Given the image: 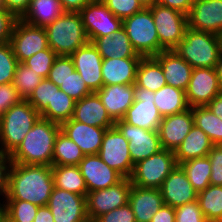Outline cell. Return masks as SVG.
Listing matches in <instances>:
<instances>
[{
  "label": "cell",
  "instance_id": "7c38bea8",
  "mask_svg": "<svg viewBox=\"0 0 222 222\" xmlns=\"http://www.w3.org/2000/svg\"><path fill=\"white\" fill-rule=\"evenodd\" d=\"M9 42L19 63L49 48L45 28L30 25L21 19L15 22Z\"/></svg>",
  "mask_w": 222,
  "mask_h": 222
},
{
  "label": "cell",
  "instance_id": "681fc988",
  "mask_svg": "<svg viewBox=\"0 0 222 222\" xmlns=\"http://www.w3.org/2000/svg\"><path fill=\"white\" fill-rule=\"evenodd\" d=\"M22 100L12 83L0 84V116Z\"/></svg>",
  "mask_w": 222,
  "mask_h": 222
},
{
  "label": "cell",
  "instance_id": "c3c4849f",
  "mask_svg": "<svg viewBox=\"0 0 222 222\" xmlns=\"http://www.w3.org/2000/svg\"><path fill=\"white\" fill-rule=\"evenodd\" d=\"M207 157L211 163L210 185L222 186V145H213Z\"/></svg>",
  "mask_w": 222,
  "mask_h": 222
},
{
  "label": "cell",
  "instance_id": "d6a6232c",
  "mask_svg": "<svg viewBox=\"0 0 222 222\" xmlns=\"http://www.w3.org/2000/svg\"><path fill=\"white\" fill-rule=\"evenodd\" d=\"M166 84L161 65L153 57H143L137 68L135 85L156 92Z\"/></svg>",
  "mask_w": 222,
  "mask_h": 222
},
{
  "label": "cell",
  "instance_id": "680465c9",
  "mask_svg": "<svg viewBox=\"0 0 222 222\" xmlns=\"http://www.w3.org/2000/svg\"><path fill=\"white\" fill-rule=\"evenodd\" d=\"M33 222H54L53 215L47 205L39 207Z\"/></svg>",
  "mask_w": 222,
  "mask_h": 222
},
{
  "label": "cell",
  "instance_id": "5bb4252c",
  "mask_svg": "<svg viewBox=\"0 0 222 222\" xmlns=\"http://www.w3.org/2000/svg\"><path fill=\"white\" fill-rule=\"evenodd\" d=\"M115 126L128 140L130 157L134 165L163 149L157 130L133 126L122 119L115 121Z\"/></svg>",
  "mask_w": 222,
  "mask_h": 222
},
{
  "label": "cell",
  "instance_id": "f546056e",
  "mask_svg": "<svg viewBox=\"0 0 222 222\" xmlns=\"http://www.w3.org/2000/svg\"><path fill=\"white\" fill-rule=\"evenodd\" d=\"M64 12L59 0H32L21 20L45 28Z\"/></svg>",
  "mask_w": 222,
  "mask_h": 222
},
{
  "label": "cell",
  "instance_id": "277c9868",
  "mask_svg": "<svg viewBox=\"0 0 222 222\" xmlns=\"http://www.w3.org/2000/svg\"><path fill=\"white\" fill-rule=\"evenodd\" d=\"M222 48L221 36L187 28L174 49L193 69L214 68Z\"/></svg>",
  "mask_w": 222,
  "mask_h": 222
},
{
  "label": "cell",
  "instance_id": "816d5d0a",
  "mask_svg": "<svg viewBox=\"0 0 222 222\" xmlns=\"http://www.w3.org/2000/svg\"><path fill=\"white\" fill-rule=\"evenodd\" d=\"M17 18L0 5V44L10 41Z\"/></svg>",
  "mask_w": 222,
  "mask_h": 222
},
{
  "label": "cell",
  "instance_id": "60d3db41",
  "mask_svg": "<svg viewBox=\"0 0 222 222\" xmlns=\"http://www.w3.org/2000/svg\"><path fill=\"white\" fill-rule=\"evenodd\" d=\"M54 97V83L43 78L39 85L34 89L32 94L26 99L41 115L52 102Z\"/></svg>",
  "mask_w": 222,
  "mask_h": 222
},
{
  "label": "cell",
  "instance_id": "836d02e7",
  "mask_svg": "<svg viewBox=\"0 0 222 222\" xmlns=\"http://www.w3.org/2000/svg\"><path fill=\"white\" fill-rule=\"evenodd\" d=\"M75 102L54 84V97L52 102L48 103V107L41 114V117L61 125L72 118Z\"/></svg>",
  "mask_w": 222,
  "mask_h": 222
},
{
  "label": "cell",
  "instance_id": "b9f144b4",
  "mask_svg": "<svg viewBox=\"0 0 222 222\" xmlns=\"http://www.w3.org/2000/svg\"><path fill=\"white\" fill-rule=\"evenodd\" d=\"M18 63L10 42L0 44V84L13 82Z\"/></svg>",
  "mask_w": 222,
  "mask_h": 222
},
{
  "label": "cell",
  "instance_id": "be15d7a7",
  "mask_svg": "<svg viewBox=\"0 0 222 222\" xmlns=\"http://www.w3.org/2000/svg\"><path fill=\"white\" fill-rule=\"evenodd\" d=\"M138 2L142 5L143 8H150L156 3V0H138Z\"/></svg>",
  "mask_w": 222,
  "mask_h": 222
},
{
  "label": "cell",
  "instance_id": "7a4b0ae2",
  "mask_svg": "<svg viewBox=\"0 0 222 222\" xmlns=\"http://www.w3.org/2000/svg\"><path fill=\"white\" fill-rule=\"evenodd\" d=\"M60 130V124L40 117L23 141L8 156V161L52 166L55 140Z\"/></svg>",
  "mask_w": 222,
  "mask_h": 222
},
{
  "label": "cell",
  "instance_id": "4fadbf2b",
  "mask_svg": "<svg viewBox=\"0 0 222 222\" xmlns=\"http://www.w3.org/2000/svg\"><path fill=\"white\" fill-rule=\"evenodd\" d=\"M47 206L54 222H89L86 196L54 187Z\"/></svg>",
  "mask_w": 222,
  "mask_h": 222
},
{
  "label": "cell",
  "instance_id": "3957f363",
  "mask_svg": "<svg viewBox=\"0 0 222 222\" xmlns=\"http://www.w3.org/2000/svg\"><path fill=\"white\" fill-rule=\"evenodd\" d=\"M40 117L36 109L24 99L2 114L0 116V153L8 157Z\"/></svg>",
  "mask_w": 222,
  "mask_h": 222
},
{
  "label": "cell",
  "instance_id": "9c48e42d",
  "mask_svg": "<svg viewBox=\"0 0 222 222\" xmlns=\"http://www.w3.org/2000/svg\"><path fill=\"white\" fill-rule=\"evenodd\" d=\"M98 155L104 163L116 170L123 178L131 177L134 164L130 157L128 140L116 126L106 130Z\"/></svg>",
  "mask_w": 222,
  "mask_h": 222
},
{
  "label": "cell",
  "instance_id": "f35d334b",
  "mask_svg": "<svg viewBox=\"0 0 222 222\" xmlns=\"http://www.w3.org/2000/svg\"><path fill=\"white\" fill-rule=\"evenodd\" d=\"M42 80L43 77L40 74L25 64L18 63L12 84L20 96L26 100Z\"/></svg>",
  "mask_w": 222,
  "mask_h": 222
},
{
  "label": "cell",
  "instance_id": "94428289",
  "mask_svg": "<svg viewBox=\"0 0 222 222\" xmlns=\"http://www.w3.org/2000/svg\"><path fill=\"white\" fill-rule=\"evenodd\" d=\"M215 71H216V75L218 77V82L220 84V86L222 87V48L219 54V58L218 61L214 67Z\"/></svg>",
  "mask_w": 222,
  "mask_h": 222
},
{
  "label": "cell",
  "instance_id": "e575fe53",
  "mask_svg": "<svg viewBox=\"0 0 222 222\" xmlns=\"http://www.w3.org/2000/svg\"><path fill=\"white\" fill-rule=\"evenodd\" d=\"M179 166L197 193L210 185L211 163L207 156L190 159Z\"/></svg>",
  "mask_w": 222,
  "mask_h": 222
},
{
  "label": "cell",
  "instance_id": "2e32d148",
  "mask_svg": "<svg viewBox=\"0 0 222 222\" xmlns=\"http://www.w3.org/2000/svg\"><path fill=\"white\" fill-rule=\"evenodd\" d=\"M222 92L214 68H194L190 82L185 90L189 107L206 106L213 98Z\"/></svg>",
  "mask_w": 222,
  "mask_h": 222
},
{
  "label": "cell",
  "instance_id": "f1b7e54d",
  "mask_svg": "<svg viewBox=\"0 0 222 222\" xmlns=\"http://www.w3.org/2000/svg\"><path fill=\"white\" fill-rule=\"evenodd\" d=\"M212 147L213 144L207 134L194 125L174 152L177 165L190 159L207 156Z\"/></svg>",
  "mask_w": 222,
  "mask_h": 222
},
{
  "label": "cell",
  "instance_id": "db71d44e",
  "mask_svg": "<svg viewBox=\"0 0 222 222\" xmlns=\"http://www.w3.org/2000/svg\"><path fill=\"white\" fill-rule=\"evenodd\" d=\"M194 0H156V3L187 15Z\"/></svg>",
  "mask_w": 222,
  "mask_h": 222
},
{
  "label": "cell",
  "instance_id": "5b68a950",
  "mask_svg": "<svg viewBox=\"0 0 222 222\" xmlns=\"http://www.w3.org/2000/svg\"><path fill=\"white\" fill-rule=\"evenodd\" d=\"M45 30L49 47L57 55L70 56L89 42L79 12H64Z\"/></svg>",
  "mask_w": 222,
  "mask_h": 222
},
{
  "label": "cell",
  "instance_id": "f907efd6",
  "mask_svg": "<svg viewBox=\"0 0 222 222\" xmlns=\"http://www.w3.org/2000/svg\"><path fill=\"white\" fill-rule=\"evenodd\" d=\"M94 222H136L129 203L99 216Z\"/></svg>",
  "mask_w": 222,
  "mask_h": 222
},
{
  "label": "cell",
  "instance_id": "484cf974",
  "mask_svg": "<svg viewBox=\"0 0 222 222\" xmlns=\"http://www.w3.org/2000/svg\"><path fill=\"white\" fill-rule=\"evenodd\" d=\"M153 58L161 65L167 85L187 89L193 68L175 50H163Z\"/></svg>",
  "mask_w": 222,
  "mask_h": 222
},
{
  "label": "cell",
  "instance_id": "8d00e7d4",
  "mask_svg": "<svg viewBox=\"0 0 222 222\" xmlns=\"http://www.w3.org/2000/svg\"><path fill=\"white\" fill-rule=\"evenodd\" d=\"M197 201L208 222H222V186L209 185L197 194Z\"/></svg>",
  "mask_w": 222,
  "mask_h": 222
},
{
  "label": "cell",
  "instance_id": "f6af8a7d",
  "mask_svg": "<svg viewBox=\"0 0 222 222\" xmlns=\"http://www.w3.org/2000/svg\"><path fill=\"white\" fill-rule=\"evenodd\" d=\"M73 71H75V67L71 57L58 55L51 66L47 79L59 87Z\"/></svg>",
  "mask_w": 222,
  "mask_h": 222
},
{
  "label": "cell",
  "instance_id": "ba28073f",
  "mask_svg": "<svg viewBox=\"0 0 222 222\" xmlns=\"http://www.w3.org/2000/svg\"><path fill=\"white\" fill-rule=\"evenodd\" d=\"M150 10L160 46L164 50H174L188 28L187 15L158 3L152 5Z\"/></svg>",
  "mask_w": 222,
  "mask_h": 222
},
{
  "label": "cell",
  "instance_id": "6125c7cd",
  "mask_svg": "<svg viewBox=\"0 0 222 222\" xmlns=\"http://www.w3.org/2000/svg\"><path fill=\"white\" fill-rule=\"evenodd\" d=\"M6 192H0V217L4 215Z\"/></svg>",
  "mask_w": 222,
  "mask_h": 222
},
{
  "label": "cell",
  "instance_id": "7dc6e473",
  "mask_svg": "<svg viewBox=\"0 0 222 222\" xmlns=\"http://www.w3.org/2000/svg\"><path fill=\"white\" fill-rule=\"evenodd\" d=\"M175 209V222H208L198 201L186 203Z\"/></svg>",
  "mask_w": 222,
  "mask_h": 222
},
{
  "label": "cell",
  "instance_id": "4dcf8cb0",
  "mask_svg": "<svg viewBox=\"0 0 222 222\" xmlns=\"http://www.w3.org/2000/svg\"><path fill=\"white\" fill-rule=\"evenodd\" d=\"M54 187L79 195H87L85 180L78 165H52Z\"/></svg>",
  "mask_w": 222,
  "mask_h": 222
},
{
  "label": "cell",
  "instance_id": "d4e9b609",
  "mask_svg": "<svg viewBox=\"0 0 222 222\" xmlns=\"http://www.w3.org/2000/svg\"><path fill=\"white\" fill-rule=\"evenodd\" d=\"M128 203L136 222H150L164 204L160 189L142 188L132 184Z\"/></svg>",
  "mask_w": 222,
  "mask_h": 222
},
{
  "label": "cell",
  "instance_id": "d590c367",
  "mask_svg": "<svg viewBox=\"0 0 222 222\" xmlns=\"http://www.w3.org/2000/svg\"><path fill=\"white\" fill-rule=\"evenodd\" d=\"M194 125L202 129L213 145H222V120L207 106L192 107Z\"/></svg>",
  "mask_w": 222,
  "mask_h": 222
},
{
  "label": "cell",
  "instance_id": "ffe728a7",
  "mask_svg": "<svg viewBox=\"0 0 222 222\" xmlns=\"http://www.w3.org/2000/svg\"><path fill=\"white\" fill-rule=\"evenodd\" d=\"M193 126L191 107L183 112L164 116L157 130L162 148L175 152Z\"/></svg>",
  "mask_w": 222,
  "mask_h": 222
},
{
  "label": "cell",
  "instance_id": "6da1fadb",
  "mask_svg": "<svg viewBox=\"0 0 222 222\" xmlns=\"http://www.w3.org/2000/svg\"><path fill=\"white\" fill-rule=\"evenodd\" d=\"M53 188L52 166L8 163L5 200H22L45 206Z\"/></svg>",
  "mask_w": 222,
  "mask_h": 222
},
{
  "label": "cell",
  "instance_id": "83f0119b",
  "mask_svg": "<svg viewBox=\"0 0 222 222\" xmlns=\"http://www.w3.org/2000/svg\"><path fill=\"white\" fill-rule=\"evenodd\" d=\"M92 44L103 59L108 58H143L133 49L129 37L122 27L111 36L94 38Z\"/></svg>",
  "mask_w": 222,
  "mask_h": 222
},
{
  "label": "cell",
  "instance_id": "9a60e30c",
  "mask_svg": "<svg viewBox=\"0 0 222 222\" xmlns=\"http://www.w3.org/2000/svg\"><path fill=\"white\" fill-rule=\"evenodd\" d=\"M162 118L154 104V92L135 85V101L122 120L146 130H158Z\"/></svg>",
  "mask_w": 222,
  "mask_h": 222
},
{
  "label": "cell",
  "instance_id": "f5cc1de1",
  "mask_svg": "<svg viewBox=\"0 0 222 222\" xmlns=\"http://www.w3.org/2000/svg\"><path fill=\"white\" fill-rule=\"evenodd\" d=\"M32 0H2L1 6L12 13L17 19H21L27 12Z\"/></svg>",
  "mask_w": 222,
  "mask_h": 222
},
{
  "label": "cell",
  "instance_id": "e0dca14e",
  "mask_svg": "<svg viewBox=\"0 0 222 222\" xmlns=\"http://www.w3.org/2000/svg\"><path fill=\"white\" fill-rule=\"evenodd\" d=\"M70 57L75 70L83 78L88 88L92 92L100 90L103 86L101 68L103 58L92 42L79 47Z\"/></svg>",
  "mask_w": 222,
  "mask_h": 222
},
{
  "label": "cell",
  "instance_id": "6f0895ef",
  "mask_svg": "<svg viewBox=\"0 0 222 222\" xmlns=\"http://www.w3.org/2000/svg\"><path fill=\"white\" fill-rule=\"evenodd\" d=\"M8 163V157L0 153V192H6V170Z\"/></svg>",
  "mask_w": 222,
  "mask_h": 222
},
{
  "label": "cell",
  "instance_id": "ee69618b",
  "mask_svg": "<svg viewBox=\"0 0 222 222\" xmlns=\"http://www.w3.org/2000/svg\"><path fill=\"white\" fill-rule=\"evenodd\" d=\"M59 89L69 95L75 101H79L85 96L92 94L93 92L80 77V74L75 70L73 71L59 86Z\"/></svg>",
  "mask_w": 222,
  "mask_h": 222
},
{
  "label": "cell",
  "instance_id": "74e56055",
  "mask_svg": "<svg viewBox=\"0 0 222 222\" xmlns=\"http://www.w3.org/2000/svg\"><path fill=\"white\" fill-rule=\"evenodd\" d=\"M84 156L79 146L60 130L55 140L52 165H78Z\"/></svg>",
  "mask_w": 222,
  "mask_h": 222
},
{
  "label": "cell",
  "instance_id": "11a10c76",
  "mask_svg": "<svg viewBox=\"0 0 222 222\" xmlns=\"http://www.w3.org/2000/svg\"><path fill=\"white\" fill-rule=\"evenodd\" d=\"M150 222H175V209L163 204Z\"/></svg>",
  "mask_w": 222,
  "mask_h": 222
},
{
  "label": "cell",
  "instance_id": "ac0fdd59",
  "mask_svg": "<svg viewBox=\"0 0 222 222\" xmlns=\"http://www.w3.org/2000/svg\"><path fill=\"white\" fill-rule=\"evenodd\" d=\"M188 27L222 35V0H194L187 14Z\"/></svg>",
  "mask_w": 222,
  "mask_h": 222
},
{
  "label": "cell",
  "instance_id": "91938a15",
  "mask_svg": "<svg viewBox=\"0 0 222 222\" xmlns=\"http://www.w3.org/2000/svg\"><path fill=\"white\" fill-rule=\"evenodd\" d=\"M213 114L222 120V92L206 105Z\"/></svg>",
  "mask_w": 222,
  "mask_h": 222
},
{
  "label": "cell",
  "instance_id": "4316f807",
  "mask_svg": "<svg viewBox=\"0 0 222 222\" xmlns=\"http://www.w3.org/2000/svg\"><path fill=\"white\" fill-rule=\"evenodd\" d=\"M142 58H108L102 60L103 86L135 84Z\"/></svg>",
  "mask_w": 222,
  "mask_h": 222
},
{
  "label": "cell",
  "instance_id": "1f68e13d",
  "mask_svg": "<svg viewBox=\"0 0 222 222\" xmlns=\"http://www.w3.org/2000/svg\"><path fill=\"white\" fill-rule=\"evenodd\" d=\"M154 104L162 117L180 113L189 108L185 91L167 84L154 92Z\"/></svg>",
  "mask_w": 222,
  "mask_h": 222
},
{
  "label": "cell",
  "instance_id": "9f6ffc18",
  "mask_svg": "<svg viewBox=\"0 0 222 222\" xmlns=\"http://www.w3.org/2000/svg\"><path fill=\"white\" fill-rule=\"evenodd\" d=\"M65 12H79L93 0H59Z\"/></svg>",
  "mask_w": 222,
  "mask_h": 222
},
{
  "label": "cell",
  "instance_id": "603a6c76",
  "mask_svg": "<svg viewBox=\"0 0 222 222\" xmlns=\"http://www.w3.org/2000/svg\"><path fill=\"white\" fill-rule=\"evenodd\" d=\"M61 131L74 141L84 155L98 154L107 129L70 119L60 125Z\"/></svg>",
  "mask_w": 222,
  "mask_h": 222
},
{
  "label": "cell",
  "instance_id": "30bf717a",
  "mask_svg": "<svg viewBox=\"0 0 222 222\" xmlns=\"http://www.w3.org/2000/svg\"><path fill=\"white\" fill-rule=\"evenodd\" d=\"M79 14L89 42L94 38L111 36L123 26V20L117 18L102 0L89 2Z\"/></svg>",
  "mask_w": 222,
  "mask_h": 222
},
{
  "label": "cell",
  "instance_id": "52a82bcc",
  "mask_svg": "<svg viewBox=\"0 0 222 222\" xmlns=\"http://www.w3.org/2000/svg\"><path fill=\"white\" fill-rule=\"evenodd\" d=\"M176 166L174 152L162 149L134 165L130 177L131 184L142 188L159 189Z\"/></svg>",
  "mask_w": 222,
  "mask_h": 222
},
{
  "label": "cell",
  "instance_id": "cb8c5ba5",
  "mask_svg": "<svg viewBox=\"0 0 222 222\" xmlns=\"http://www.w3.org/2000/svg\"><path fill=\"white\" fill-rule=\"evenodd\" d=\"M71 119L105 129L115 126V121L107 113L106 108L95 92L75 102Z\"/></svg>",
  "mask_w": 222,
  "mask_h": 222
},
{
  "label": "cell",
  "instance_id": "8fae6325",
  "mask_svg": "<svg viewBox=\"0 0 222 222\" xmlns=\"http://www.w3.org/2000/svg\"><path fill=\"white\" fill-rule=\"evenodd\" d=\"M130 189V178H123L109 188L87 192L86 212L89 221L94 222L99 216L126 205Z\"/></svg>",
  "mask_w": 222,
  "mask_h": 222
},
{
  "label": "cell",
  "instance_id": "7402d4cb",
  "mask_svg": "<svg viewBox=\"0 0 222 222\" xmlns=\"http://www.w3.org/2000/svg\"><path fill=\"white\" fill-rule=\"evenodd\" d=\"M114 120L122 119L127 109L135 101V84H115L102 86L95 92Z\"/></svg>",
  "mask_w": 222,
  "mask_h": 222
},
{
  "label": "cell",
  "instance_id": "ab89813d",
  "mask_svg": "<svg viewBox=\"0 0 222 222\" xmlns=\"http://www.w3.org/2000/svg\"><path fill=\"white\" fill-rule=\"evenodd\" d=\"M38 209L28 201L5 200L4 214L10 222H33Z\"/></svg>",
  "mask_w": 222,
  "mask_h": 222
},
{
  "label": "cell",
  "instance_id": "bcb514c9",
  "mask_svg": "<svg viewBox=\"0 0 222 222\" xmlns=\"http://www.w3.org/2000/svg\"><path fill=\"white\" fill-rule=\"evenodd\" d=\"M107 8L120 19L136 14L143 9L138 0H102Z\"/></svg>",
  "mask_w": 222,
  "mask_h": 222
},
{
  "label": "cell",
  "instance_id": "8992f818",
  "mask_svg": "<svg viewBox=\"0 0 222 222\" xmlns=\"http://www.w3.org/2000/svg\"><path fill=\"white\" fill-rule=\"evenodd\" d=\"M137 54L143 57H154L164 49L160 46L159 37L150 8L123 19L122 26Z\"/></svg>",
  "mask_w": 222,
  "mask_h": 222
},
{
  "label": "cell",
  "instance_id": "7bdbcfd3",
  "mask_svg": "<svg viewBox=\"0 0 222 222\" xmlns=\"http://www.w3.org/2000/svg\"><path fill=\"white\" fill-rule=\"evenodd\" d=\"M58 55L49 47L48 49L41 50L25 60L23 64L31 68L43 78H47L51 66Z\"/></svg>",
  "mask_w": 222,
  "mask_h": 222
},
{
  "label": "cell",
  "instance_id": "44dd1931",
  "mask_svg": "<svg viewBox=\"0 0 222 222\" xmlns=\"http://www.w3.org/2000/svg\"><path fill=\"white\" fill-rule=\"evenodd\" d=\"M163 202L173 208L197 200L194 190L183 169L177 165L160 186Z\"/></svg>",
  "mask_w": 222,
  "mask_h": 222
},
{
  "label": "cell",
  "instance_id": "d6986e66",
  "mask_svg": "<svg viewBox=\"0 0 222 222\" xmlns=\"http://www.w3.org/2000/svg\"><path fill=\"white\" fill-rule=\"evenodd\" d=\"M78 167L88 192L109 188L123 179L116 170L104 163L98 154L85 155Z\"/></svg>",
  "mask_w": 222,
  "mask_h": 222
},
{
  "label": "cell",
  "instance_id": "e7e4bbea",
  "mask_svg": "<svg viewBox=\"0 0 222 222\" xmlns=\"http://www.w3.org/2000/svg\"><path fill=\"white\" fill-rule=\"evenodd\" d=\"M0 222H7V216L5 214L0 217Z\"/></svg>",
  "mask_w": 222,
  "mask_h": 222
}]
</instances>
